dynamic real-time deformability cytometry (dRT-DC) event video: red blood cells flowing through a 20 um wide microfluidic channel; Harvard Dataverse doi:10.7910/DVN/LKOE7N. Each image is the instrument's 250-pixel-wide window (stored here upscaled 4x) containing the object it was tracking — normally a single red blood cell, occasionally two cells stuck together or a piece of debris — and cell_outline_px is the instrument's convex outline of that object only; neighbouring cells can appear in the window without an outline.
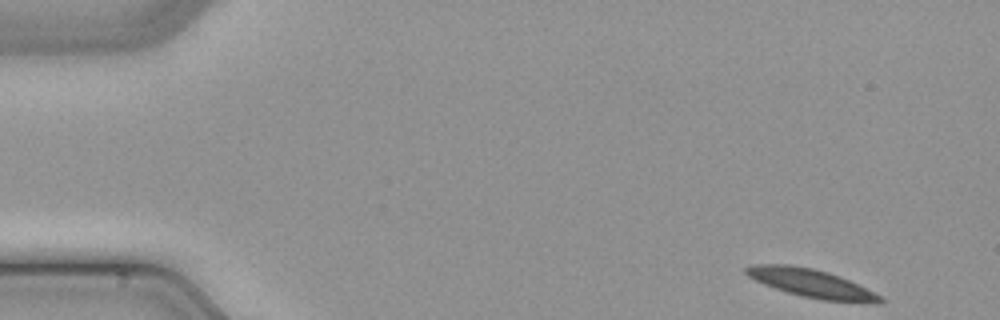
{"species": "common noctule bat (a hibernating species)", "species_latin": "Nyctalus noctula", "temperature_condition": "cold", "stored_images_in_passage": 47, "camera_frame_rate_fps": 3000, "um_per_image_px": 0.085, "animal": {"sex": "male", "body_mass_g": 21.5, "forearm_length_mm": 52.0}, "frame": {"image": 1, "passage_image": 1, "time_ms": 0.0, "image_size_px": [1000, 320], "cell_outline_px": [[888, 300], [880, 304], [876, 304], [820, 300], [788, 292], [764, 284], [748, 276], [744, 272], [744, 268], [752, 264], [788, 264], [812, 268], [828, 272], [840, 276], [884, 296]], "centroid_in_image_um": [69.06, 24.1], "position_along_channel_um": 15.9, "area_um2": 22.43}}
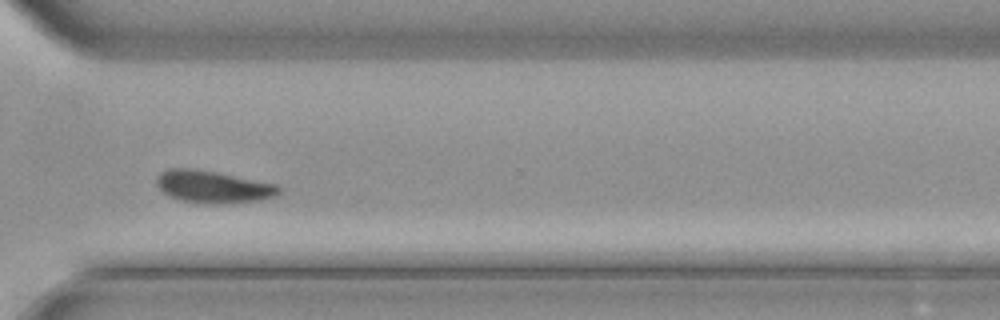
{"frame": {"image": 2, "passage_image": 34, "time_ms": 11.0, "image_size_px": [1000, 320], "cell_outline_px": [[280, 192], [276, 196], [260, 200], [224, 204], [208, 204], [180, 200], [168, 196], [156, 184], [156, 176], [160, 172], [168, 168], [192, 168], [216, 172], [276, 184], [280, 188]], "centroid_in_image_um": [18.08, 15.88], "position_along_channel_um": 352.5, "area_um2": 23.12}}
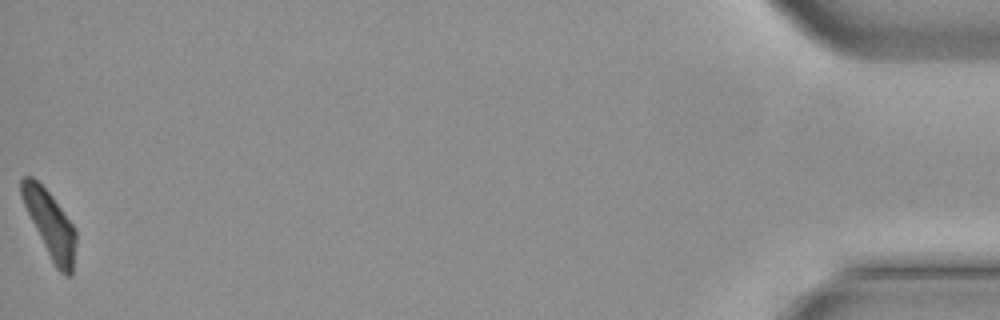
{"frame": {"image": 3, "passage_image": 47, "time_ms": 15.333, "image_size_px": [1000, 320], "cell_outline_px": [[76, 240], [72, 276], [68, 276], [60, 272], [56, 268], [20, 196], [20, 176], [32, 176], [48, 192], [76, 228]], "centroid_in_image_um": [4.27, 19.04], "position_along_channel_um": 430.9, "area_um2": 20.4}}